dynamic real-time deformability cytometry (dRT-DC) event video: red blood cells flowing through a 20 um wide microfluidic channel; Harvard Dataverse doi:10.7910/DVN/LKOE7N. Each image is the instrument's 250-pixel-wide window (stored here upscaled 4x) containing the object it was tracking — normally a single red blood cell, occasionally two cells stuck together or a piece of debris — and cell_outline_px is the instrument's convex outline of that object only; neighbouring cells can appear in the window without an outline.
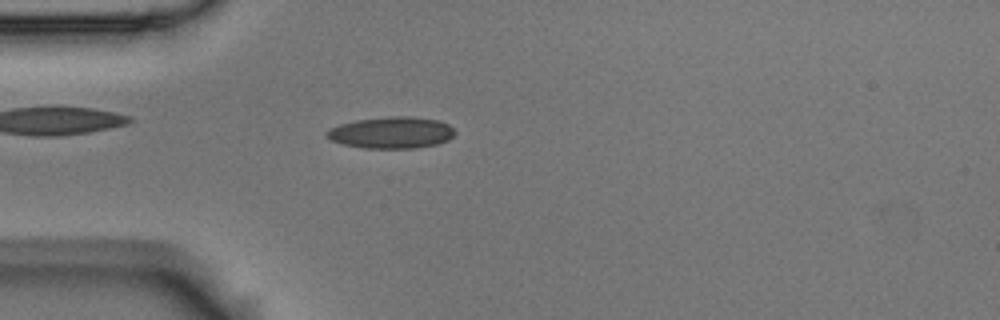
{"species": "Egyptian fruit bat (a non-hibernating species)", "species_latin": "Rousettus aegyptiacus", "temperature_condition": "room temperature", "stored_images_in_passage": 56, "camera_frame_rate_fps": 3000, "um_per_image_px": 0.085, "animal": {"sex": "male"}, "frame": {"image": 1, "passage_image": 16, "time_ms": 5.0, "image_size_px": [1000, 320], "cell_outline_px": [[456, 132], [448, 140], [436, 144], [416, 148], [364, 148], [344, 144], [332, 140], [324, 136], [324, 132], [328, 128], [340, 124], [356, 120], [388, 116], [408, 116], [436, 120], [448, 124]], "centroid_in_image_um": [33.23, 11.27], "position_along_channel_um": 51.8, "area_um2": 23.58}}
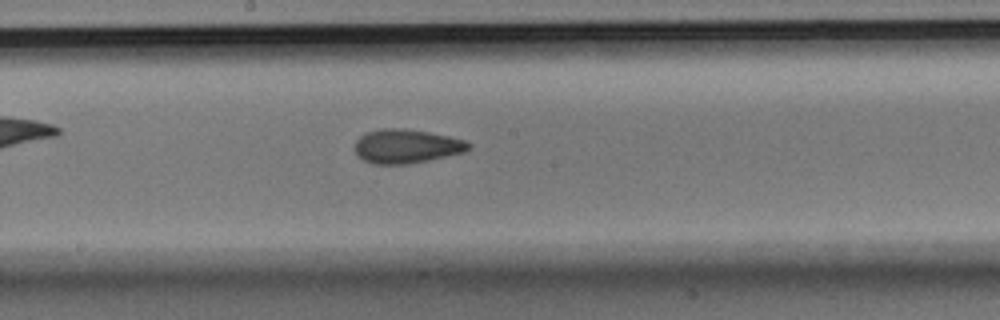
{"frame": {"image": 2, "passage_image": 30, "time_ms": 9.667, "image_size_px": [1000, 320], "cell_outline_px": [[472, 144], [464, 152], [428, 160], [408, 164], [372, 164], [356, 156], [356, 140], [360, 136], [368, 132], [384, 128], [404, 128], [428, 132], [448, 136], [464, 140]], "centroid_in_image_um": [34.53, 12.43], "position_along_channel_um": 213.7, "area_um2": 22.37}}
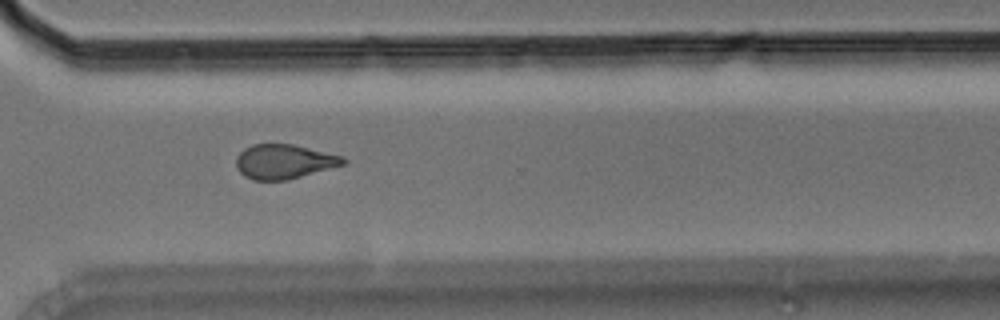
{"frame": {"image": 3, "passage_image": 41, "time_ms": 13.333, "image_size_px": [1000, 320], "cell_outline_px": [[348, 160], [344, 164], [300, 176], [284, 180], [252, 180], [244, 176], [236, 168], [236, 156], [244, 148], [252, 144], [292, 144], [344, 156]], "centroid_in_image_um": [24.11, 13.72], "position_along_channel_um": 346.5, "area_um2": 21.39}, "authors_computed_cell_mechanics": {"area_um2": 21.9351, "velocity_mm_per_s": 3.6286, "shape_relaxation_time_tau1_ms": 5.4892, "shape_relaxation_time_tau2_ms": 1.8071, "deformation_change_tau1": 0.1389, "deformation_change_tau2": 0.0794}}